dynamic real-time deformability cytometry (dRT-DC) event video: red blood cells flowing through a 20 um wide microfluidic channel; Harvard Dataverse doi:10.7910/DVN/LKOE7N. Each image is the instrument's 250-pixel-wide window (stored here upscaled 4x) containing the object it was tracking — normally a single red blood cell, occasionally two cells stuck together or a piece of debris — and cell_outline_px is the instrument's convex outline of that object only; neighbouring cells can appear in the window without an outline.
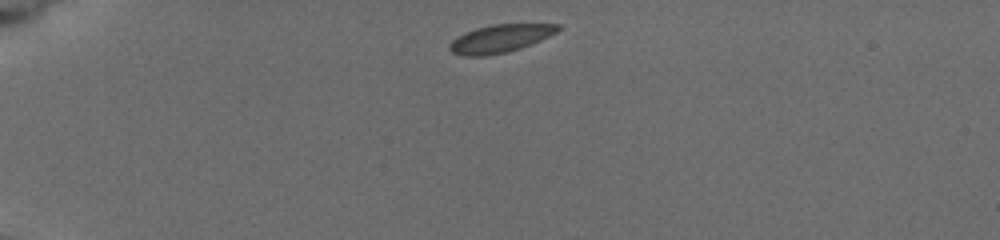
{"species": "common noctule bat (a hibernating species)", "species_latin": "Nyctalus noctula", "temperature_condition": "cold", "stored_images_in_passage": 10, "camera_frame_rate_fps": 3000, "um_per_image_px": 0.085, "animal": {"sex": "female", "body_mass_g": 19.5, "forearm_length_mm": 54.1}, "frame": {"image": 1, "passage_image": 1, "time_ms": 0.0, "image_size_px": [1000, 240], "cell_outline_px": [[560, 28], [556, 32], [540, 40], [520, 48], [504, 52], [484, 56], [464, 56], [452, 52], [448, 48], [448, 44], [456, 36], [464, 32], [476, 28], [492, 24], [560, 24]], "centroid_in_image_um": [42.45, 3.27], "position_along_channel_um": 42.5, "area_um2": 17.51}}
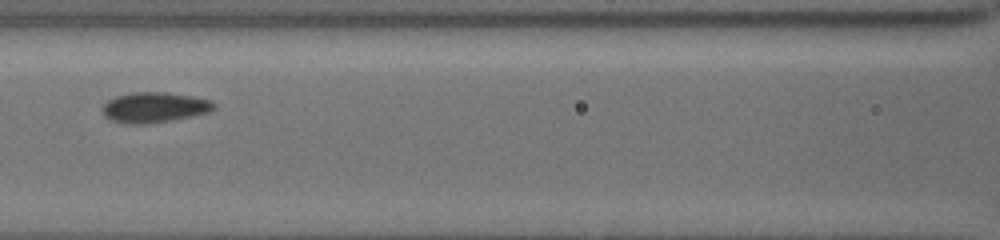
{"frame": {"image": 2, "passage_image": 5, "time_ms": 4.333, "image_size_px": [1000, 240], "cell_outline_px": [[216, 108], [208, 112], [172, 120], [136, 124], [132, 124], [112, 120], [104, 116], [100, 108], [108, 100], [116, 96], [128, 92], [164, 92], [192, 96], [212, 100], [216, 104]], "centroid_in_image_um": [13.11, 9.11], "position_along_channel_um": 153.5, "area_um2": 19.65}}
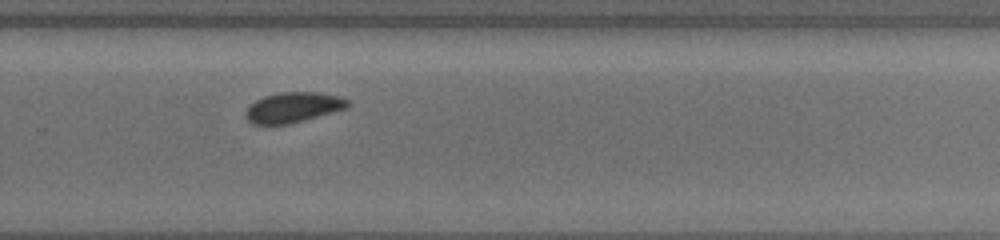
{"frame": {"image": 3, "passage_image": 9, "time_ms": 8.333, "image_size_px": [1000, 240], "cell_outline_px": [[352, 104], [348, 108], [288, 124], [256, 124], [248, 120], [248, 108], [256, 100], [264, 96], [280, 92], [316, 92], [340, 96], [348, 100]], "centroid_in_image_um": [25.0, 9.11], "position_along_channel_um": 304.8, "area_um2": 17.69}}